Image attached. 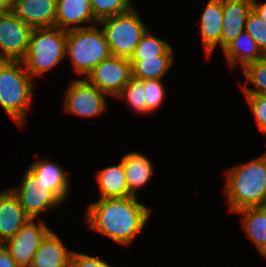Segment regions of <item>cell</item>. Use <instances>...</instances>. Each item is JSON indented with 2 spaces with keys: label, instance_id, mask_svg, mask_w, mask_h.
<instances>
[{
  "label": "cell",
  "instance_id": "1",
  "mask_svg": "<svg viewBox=\"0 0 266 267\" xmlns=\"http://www.w3.org/2000/svg\"><path fill=\"white\" fill-rule=\"evenodd\" d=\"M138 197L103 198L88 205L85 222L89 229L103 234L116 244L131 246L148 223L153 209Z\"/></svg>",
  "mask_w": 266,
  "mask_h": 267
},
{
  "label": "cell",
  "instance_id": "2",
  "mask_svg": "<svg viewBox=\"0 0 266 267\" xmlns=\"http://www.w3.org/2000/svg\"><path fill=\"white\" fill-rule=\"evenodd\" d=\"M224 193L229 211L266 206V152L225 172Z\"/></svg>",
  "mask_w": 266,
  "mask_h": 267
},
{
  "label": "cell",
  "instance_id": "3",
  "mask_svg": "<svg viewBox=\"0 0 266 267\" xmlns=\"http://www.w3.org/2000/svg\"><path fill=\"white\" fill-rule=\"evenodd\" d=\"M33 81L22 61L0 60V105L20 127L27 121Z\"/></svg>",
  "mask_w": 266,
  "mask_h": 267
},
{
  "label": "cell",
  "instance_id": "4",
  "mask_svg": "<svg viewBox=\"0 0 266 267\" xmlns=\"http://www.w3.org/2000/svg\"><path fill=\"white\" fill-rule=\"evenodd\" d=\"M110 56L104 32L98 24L66 30L65 57L80 77L86 78L96 65Z\"/></svg>",
  "mask_w": 266,
  "mask_h": 267
},
{
  "label": "cell",
  "instance_id": "5",
  "mask_svg": "<svg viewBox=\"0 0 266 267\" xmlns=\"http://www.w3.org/2000/svg\"><path fill=\"white\" fill-rule=\"evenodd\" d=\"M66 30L54 27L33 28L26 56L21 60L33 78L60 64L65 57Z\"/></svg>",
  "mask_w": 266,
  "mask_h": 267
},
{
  "label": "cell",
  "instance_id": "6",
  "mask_svg": "<svg viewBox=\"0 0 266 267\" xmlns=\"http://www.w3.org/2000/svg\"><path fill=\"white\" fill-rule=\"evenodd\" d=\"M104 32L111 56L130 59L148 28L133 7L130 11L98 21Z\"/></svg>",
  "mask_w": 266,
  "mask_h": 267
},
{
  "label": "cell",
  "instance_id": "7",
  "mask_svg": "<svg viewBox=\"0 0 266 267\" xmlns=\"http://www.w3.org/2000/svg\"><path fill=\"white\" fill-rule=\"evenodd\" d=\"M105 95L86 78L73 79L66 88L63 109L80 117H97L107 109Z\"/></svg>",
  "mask_w": 266,
  "mask_h": 267
},
{
  "label": "cell",
  "instance_id": "8",
  "mask_svg": "<svg viewBox=\"0 0 266 267\" xmlns=\"http://www.w3.org/2000/svg\"><path fill=\"white\" fill-rule=\"evenodd\" d=\"M30 219H38L40 214L58 208L64 203L54 192L38 186L36 177L26 168L20 185L9 188Z\"/></svg>",
  "mask_w": 266,
  "mask_h": 267
},
{
  "label": "cell",
  "instance_id": "9",
  "mask_svg": "<svg viewBox=\"0 0 266 267\" xmlns=\"http://www.w3.org/2000/svg\"><path fill=\"white\" fill-rule=\"evenodd\" d=\"M29 219L16 235L2 245L9 252L19 267H30L41 241L51 231L41 219Z\"/></svg>",
  "mask_w": 266,
  "mask_h": 267
},
{
  "label": "cell",
  "instance_id": "10",
  "mask_svg": "<svg viewBox=\"0 0 266 267\" xmlns=\"http://www.w3.org/2000/svg\"><path fill=\"white\" fill-rule=\"evenodd\" d=\"M32 30L12 11L0 14V60L21 61L26 56Z\"/></svg>",
  "mask_w": 266,
  "mask_h": 267
},
{
  "label": "cell",
  "instance_id": "11",
  "mask_svg": "<svg viewBox=\"0 0 266 267\" xmlns=\"http://www.w3.org/2000/svg\"><path fill=\"white\" fill-rule=\"evenodd\" d=\"M132 78L130 59L110 56L101 61L86 79L107 96H116Z\"/></svg>",
  "mask_w": 266,
  "mask_h": 267
},
{
  "label": "cell",
  "instance_id": "12",
  "mask_svg": "<svg viewBox=\"0 0 266 267\" xmlns=\"http://www.w3.org/2000/svg\"><path fill=\"white\" fill-rule=\"evenodd\" d=\"M27 169L36 177L38 186L54 192L63 202L71 190V180L61 164L52 162L50 158L37 159L27 166Z\"/></svg>",
  "mask_w": 266,
  "mask_h": 267
},
{
  "label": "cell",
  "instance_id": "13",
  "mask_svg": "<svg viewBox=\"0 0 266 267\" xmlns=\"http://www.w3.org/2000/svg\"><path fill=\"white\" fill-rule=\"evenodd\" d=\"M57 0H13L12 12L32 28L54 27Z\"/></svg>",
  "mask_w": 266,
  "mask_h": 267
},
{
  "label": "cell",
  "instance_id": "14",
  "mask_svg": "<svg viewBox=\"0 0 266 267\" xmlns=\"http://www.w3.org/2000/svg\"><path fill=\"white\" fill-rule=\"evenodd\" d=\"M89 23L88 25L83 24ZM98 24L90 0H57L55 26L70 30Z\"/></svg>",
  "mask_w": 266,
  "mask_h": 267
},
{
  "label": "cell",
  "instance_id": "15",
  "mask_svg": "<svg viewBox=\"0 0 266 267\" xmlns=\"http://www.w3.org/2000/svg\"><path fill=\"white\" fill-rule=\"evenodd\" d=\"M252 10V0H223V20L220 39L222 50L245 31L246 18Z\"/></svg>",
  "mask_w": 266,
  "mask_h": 267
},
{
  "label": "cell",
  "instance_id": "16",
  "mask_svg": "<svg viewBox=\"0 0 266 267\" xmlns=\"http://www.w3.org/2000/svg\"><path fill=\"white\" fill-rule=\"evenodd\" d=\"M29 219L9 188L0 192V244L16 235Z\"/></svg>",
  "mask_w": 266,
  "mask_h": 267
},
{
  "label": "cell",
  "instance_id": "17",
  "mask_svg": "<svg viewBox=\"0 0 266 267\" xmlns=\"http://www.w3.org/2000/svg\"><path fill=\"white\" fill-rule=\"evenodd\" d=\"M72 253L51 229L41 241L30 267H68Z\"/></svg>",
  "mask_w": 266,
  "mask_h": 267
},
{
  "label": "cell",
  "instance_id": "18",
  "mask_svg": "<svg viewBox=\"0 0 266 267\" xmlns=\"http://www.w3.org/2000/svg\"><path fill=\"white\" fill-rule=\"evenodd\" d=\"M200 23V35L206 55H211L217 45L220 46L223 0H209L203 10Z\"/></svg>",
  "mask_w": 266,
  "mask_h": 267
},
{
  "label": "cell",
  "instance_id": "19",
  "mask_svg": "<svg viewBox=\"0 0 266 267\" xmlns=\"http://www.w3.org/2000/svg\"><path fill=\"white\" fill-rule=\"evenodd\" d=\"M128 192L135 197L140 194L138 189L143 187L150 181L154 173L153 164L148 156L140 152H129L121 157Z\"/></svg>",
  "mask_w": 266,
  "mask_h": 267
},
{
  "label": "cell",
  "instance_id": "20",
  "mask_svg": "<svg viewBox=\"0 0 266 267\" xmlns=\"http://www.w3.org/2000/svg\"><path fill=\"white\" fill-rule=\"evenodd\" d=\"M234 213L242 215L241 223L246 236L266 259V206L247 207Z\"/></svg>",
  "mask_w": 266,
  "mask_h": 267
},
{
  "label": "cell",
  "instance_id": "21",
  "mask_svg": "<svg viewBox=\"0 0 266 267\" xmlns=\"http://www.w3.org/2000/svg\"><path fill=\"white\" fill-rule=\"evenodd\" d=\"M223 52L230 68H233L238 63L241 66V70L246 65L265 57L259 50L257 43L246 31H243L236 39L231 41L223 49Z\"/></svg>",
  "mask_w": 266,
  "mask_h": 267
},
{
  "label": "cell",
  "instance_id": "22",
  "mask_svg": "<svg viewBox=\"0 0 266 267\" xmlns=\"http://www.w3.org/2000/svg\"><path fill=\"white\" fill-rule=\"evenodd\" d=\"M96 181L99 186L101 199L103 198H126L132 196L128 192L126 176L123 169V164L107 166L98 170Z\"/></svg>",
  "mask_w": 266,
  "mask_h": 267
},
{
  "label": "cell",
  "instance_id": "23",
  "mask_svg": "<svg viewBox=\"0 0 266 267\" xmlns=\"http://www.w3.org/2000/svg\"><path fill=\"white\" fill-rule=\"evenodd\" d=\"M174 55H158L130 60L132 77L139 80L163 79L174 64Z\"/></svg>",
  "mask_w": 266,
  "mask_h": 267
},
{
  "label": "cell",
  "instance_id": "24",
  "mask_svg": "<svg viewBox=\"0 0 266 267\" xmlns=\"http://www.w3.org/2000/svg\"><path fill=\"white\" fill-rule=\"evenodd\" d=\"M158 55H174V49L164 39L149 30L142 36L130 60H143Z\"/></svg>",
  "mask_w": 266,
  "mask_h": 267
},
{
  "label": "cell",
  "instance_id": "25",
  "mask_svg": "<svg viewBox=\"0 0 266 267\" xmlns=\"http://www.w3.org/2000/svg\"><path fill=\"white\" fill-rule=\"evenodd\" d=\"M240 72H242L248 83L256 86L255 88H250L241 85L244 95H266V56L246 65Z\"/></svg>",
  "mask_w": 266,
  "mask_h": 267
},
{
  "label": "cell",
  "instance_id": "26",
  "mask_svg": "<svg viewBox=\"0 0 266 267\" xmlns=\"http://www.w3.org/2000/svg\"><path fill=\"white\" fill-rule=\"evenodd\" d=\"M126 100L128 106L139 114H147L146 95L143 80L131 78L116 96Z\"/></svg>",
  "mask_w": 266,
  "mask_h": 267
},
{
  "label": "cell",
  "instance_id": "27",
  "mask_svg": "<svg viewBox=\"0 0 266 267\" xmlns=\"http://www.w3.org/2000/svg\"><path fill=\"white\" fill-rule=\"evenodd\" d=\"M133 0H90L95 18L99 21L109 16L120 15L130 11L134 5Z\"/></svg>",
  "mask_w": 266,
  "mask_h": 267
},
{
  "label": "cell",
  "instance_id": "28",
  "mask_svg": "<svg viewBox=\"0 0 266 267\" xmlns=\"http://www.w3.org/2000/svg\"><path fill=\"white\" fill-rule=\"evenodd\" d=\"M245 31L257 43L261 53L266 56V22L253 9L247 15Z\"/></svg>",
  "mask_w": 266,
  "mask_h": 267
},
{
  "label": "cell",
  "instance_id": "29",
  "mask_svg": "<svg viewBox=\"0 0 266 267\" xmlns=\"http://www.w3.org/2000/svg\"><path fill=\"white\" fill-rule=\"evenodd\" d=\"M162 79L143 80L146 95L147 114L152 113L163 104L165 99V87Z\"/></svg>",
  "mask_w": 266,
  "mask_h": 267
},
{
  "label": "cell",
  "instance_id": "30",
  "mask_svg": "<svg viewBox=\"0 0 266 267\" xmlns=\"http://www.w3.org/2000/svg\"><path fill=\"white\" fill-rule=\"evenodd\" d=\"M245 97L255 117L258 130L266 134V95H245Z\"/></svg>",
  "mask_w": 266,
  "mask_h": 267
},
{
  "label": "cell",
  "instance_id": "31",
  "mask_svg": "<svg viewBox=\"0 0 266 267\" xmlns=\"http://www.w3.org/2000/svg\"><path fill=\"white\" fill-rule=\"evenodd\" d=\"M68 267H113L98 256L73 251Z\"/></svg>",
  "mask_w": 266,
  "mask_h": 267
},
{
  "label": "cell",
  "instance_id": "32",
  "mask_svg": "<svg viewBox=\"0 0 266 267\" xmlns=\"http://www.w3.org/2000/svg\"><path fill=\"white\" fill-rule=\"evenodd\" d=\"M0 267H19L2 244H0Z\"/></svg>",
  "mask_w": 266,
  "mask_h": 267
},
{
  "label": "cell",
  "instance_id": "33",
  "mask_svg": "<svg viewBox=\"0 0 266 267\" xmlns=\"http://www.w3.org/2000/svg\"><path fill=\"white\" fill-rule=\"evenodd\" d=\"M257 0H252V9L266 22V2L258 3Z\"/></svg>",
  "mask_w": 266,
  "mask_h": 267
},
{
  "label": "cell",
  "instance_id": "34",
  "mask_svg": "<svg viewBox=\"0 0 266 267\" xmlns=\"http://www.w3.org/2000/svg\"><path fill=\"white\" fill-rule=\"evenodd\" d=\"M13 0H0V14L11 12Z\"/></svg>",
  "mask_w": 266,
  "mask_h": 267
}]
</instances>
